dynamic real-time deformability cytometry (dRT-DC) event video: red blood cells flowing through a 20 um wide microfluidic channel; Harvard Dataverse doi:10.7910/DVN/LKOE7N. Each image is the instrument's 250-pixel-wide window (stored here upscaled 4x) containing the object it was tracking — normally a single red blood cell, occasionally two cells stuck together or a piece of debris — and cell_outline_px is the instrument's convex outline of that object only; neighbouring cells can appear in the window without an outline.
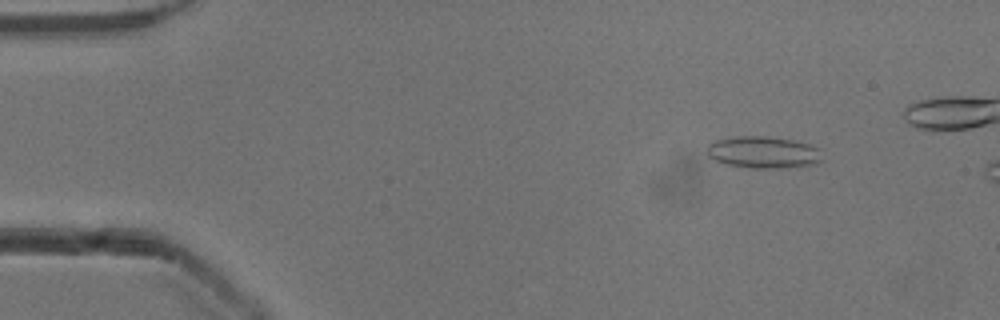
{"species": "common noctule bat (a hibernating species)", "species_latin": "Nyctalus noctula", "temperature_condition": "cold", "stored_images_in_passage": 35, "camera_frame_rate_fps": 3000, "um_per_image_px": 0.085, "animal": {"sex": "male", "body_mass_g": 13.3}, "frame": {"image": 1, "passage_image": 5, "time_ms": 1.333, "image_size_px": [1000, 320], "cell_outline_px": [[824, 160], [816, 164], [788, 168], [748, 168], [724, 164], [708, 156], [708, 144], [716, 140], [736, 136], [764, 136], [792, 140], [808, 144], [820, 148]], "centroid_in_image_um": [64.93, 12.96], "position_along_channel_um": 20.1, "area_um2": 21.68}}
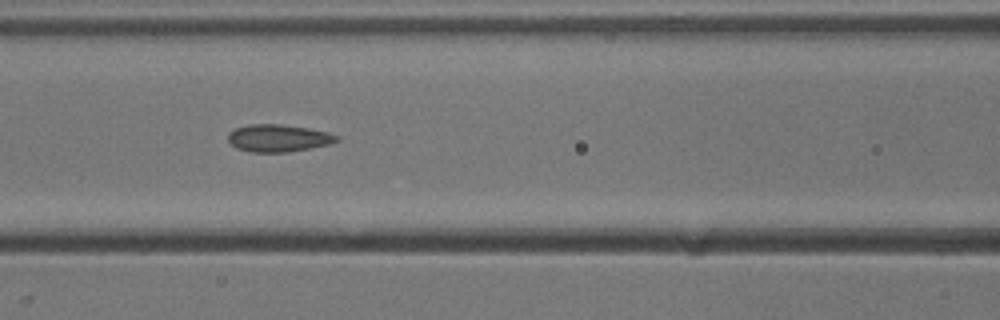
{"frame": {"image": 2, "passage_image": 21, "time_ms": 6.667, "image_size_px": [1000, 320], "cell_outline_px": [[340, 140], [328, 144], [288, 152], [252, 152], [236, 148], [228, 140], [228, 132], [236, 128], [248, 124], [280, 124], [308, 128], [328, 132], [340, 136]], "centroid_in_image_um": [23.65, 11.73], "position_along_channel_um": 142.9, "area_um2": 17.28}}
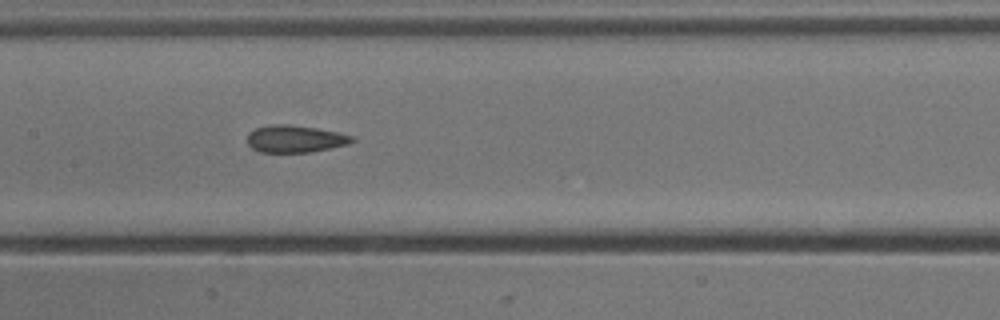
{"frame": {"image": 3, "passage_image": 24, "time_ms": 7.667, "image_size_px": [1000, 320], "cell_outline_px": [[356, 140], [348, 144], [332, 148], [312, 152], [260, 152], [252, 148], [248, 144], [248, 132], [256, 128], [272, 124], [288, 124], [316, 128], [356, 136]], "centroid_in_image_um": [25.11, 11.8], "position_along_channel_um": 182.3, "area_um2": 16.7}}